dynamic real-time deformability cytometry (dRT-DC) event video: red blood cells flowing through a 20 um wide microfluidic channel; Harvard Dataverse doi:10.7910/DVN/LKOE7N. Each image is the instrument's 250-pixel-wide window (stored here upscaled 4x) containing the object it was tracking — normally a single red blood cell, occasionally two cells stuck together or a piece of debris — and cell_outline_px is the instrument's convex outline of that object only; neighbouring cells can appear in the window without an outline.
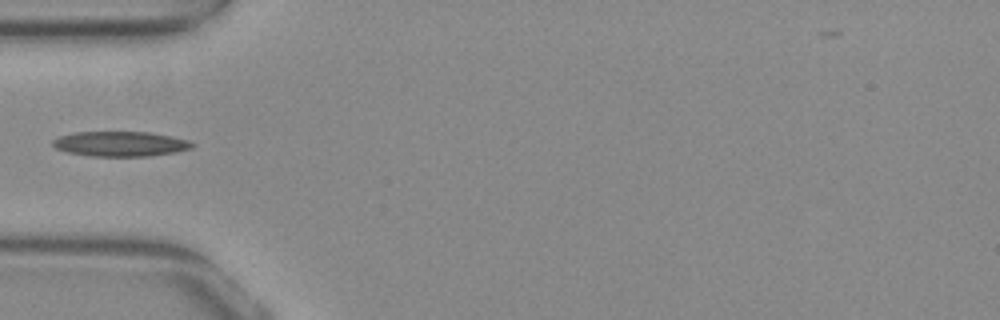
{"species": "common noctule bat (a hibernating species)", "species_latin": "Nyctalus noctula", "temperature_condition": "warm", "stored_images_in_passage": 37, "camera_frame_rate_fps": 3000, "um_per_image_px": 0.085, "animal": {"sex": "female", "body_mass_g": 29.2, "forearm_length_mm": 56.3}, "frame": {"image": 1, "passage_image": 1, "time_ms": 0.0, "image_size_px": [1000, 320], "cell_outline_px": [[196, 144], [192, 148], [176, 152], [152, 156], [88, 156], [68, 152], [56, 148], [52, 144], [52, 140], [60, 136], [72, 132], [148, 132], [188, 140]], "centroid_in_image_um": [10.23, 12.23], "position_along_channel_um": 74.8, "area_um2": 20.29}}
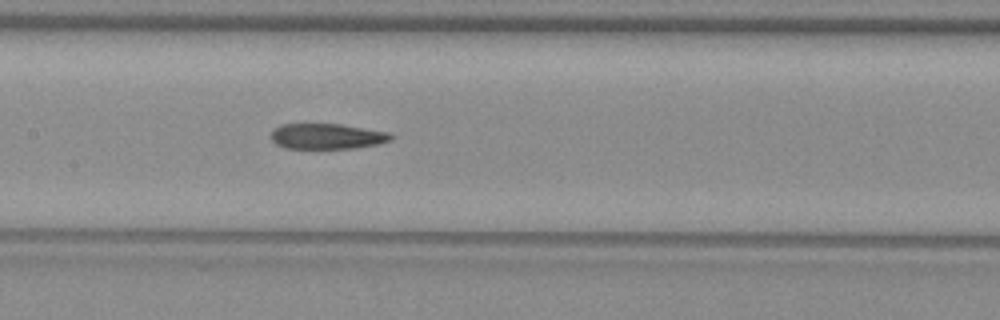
{"frame": {"image": 2, "passage_image": 9, "time_ms": 2.667, "image_size_px": [1000, 320], "cell_outline_px": [[392, 140], [380, 144], [356, 148], [284, 148], [276, 144], [272, 140], [272, 128], [280, 124], [340, 124], [388, 132], [392, 136]], "centroid_in_image_um": [27.78, 11.58], "position_along_channel_um": 179.6, "area_um2": 17.86}}
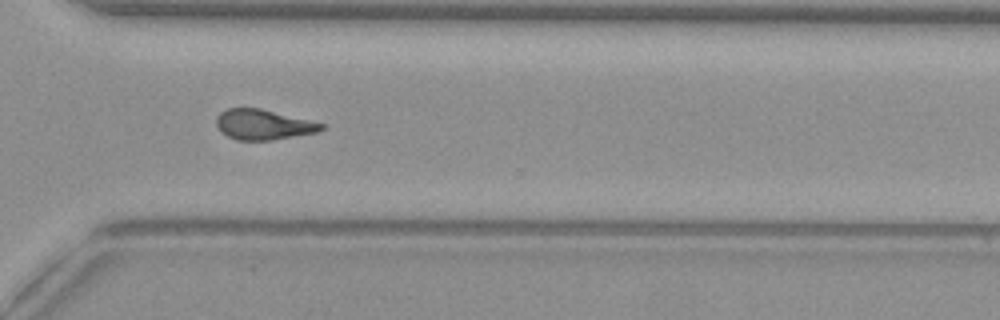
{"frame": {"image": 3, "passage_image": 22, "time_ms": 7.0, "image_size_px": [1000, 320], "cell_outline_px": [[324, 128], [320, 132], [272, 140], [236, 140], [220, 132], [216, 124], [216, 120], [220, 112], [228, 108], [260, 108], [324, 124]], "centroid_in_image_um": [22.37, 10.6], "position_along_channel_um": 348.2, "area_um2": 18.44}}